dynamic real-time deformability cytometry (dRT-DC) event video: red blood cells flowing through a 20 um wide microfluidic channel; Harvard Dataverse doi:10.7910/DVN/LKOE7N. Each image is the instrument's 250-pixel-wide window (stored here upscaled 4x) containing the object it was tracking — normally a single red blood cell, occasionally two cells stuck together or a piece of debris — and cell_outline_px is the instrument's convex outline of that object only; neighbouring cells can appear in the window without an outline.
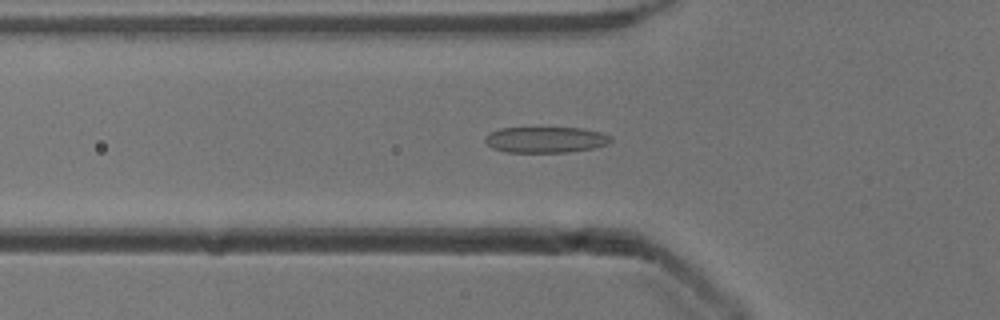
{"species": "common noctule bat (a hibernating species)", "species_latin": "Nyctalus noctula", "temperature_condition": "cold", "stored_images_in_passage": 47, "camera_frame_rate_fps": 3000, "um_per_image_px": 0.085, "animal": {"sex": "male", "body_mass_g": 13.3}, "frame": {"image": 1, "passage_image": 12, "time_ms": 3.667, "image_size_px": [1000, 320], "cell_outline_px": [[612, 140], [608, 144], [592, 148], [564, 152], [504, 152], [492, 148], [484, 140], [484, 136], [500, 128], [584, 128], [600, 132], [612, 136]], "centroid_in_image_um": [46.37, 11.87], "position_along_channel_um": 79.4, "area_um2": 18.96}}
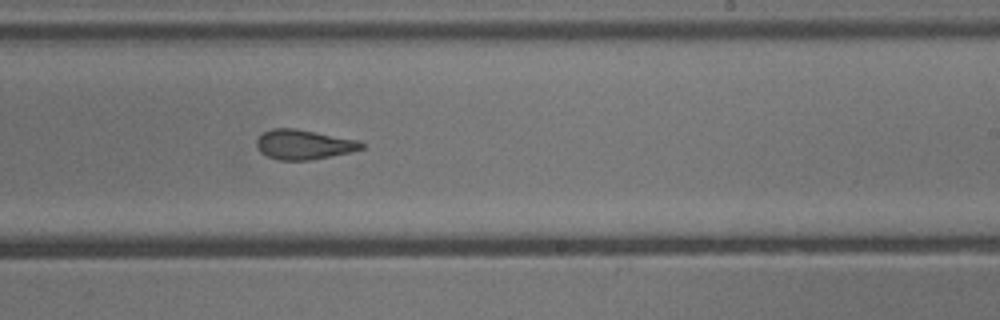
{"frame": {"image": 2, "passage_image": 26, "time_ms": 8.333, "image_size_px": [1000, 320], "cell_outline_px": [[364, 148], [352, 152], [308, 160], [280, 160], [268, 156], [260, 152], [256, 148], [256, 140], [264, 132], [272, 128], [296, 128], [360, 140], [364, 144]], "centroid_in_image_um": [25.83, 12.27], "position_along_channel_um": 263.2, "area_um2": 18.26}}
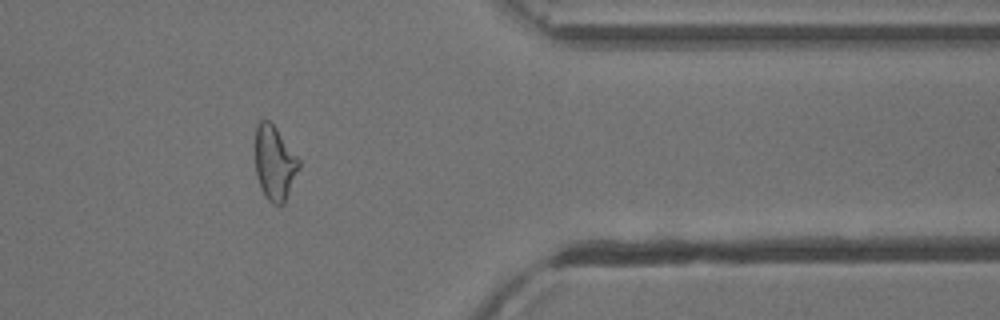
{"frame": {"image": 3, "passage_image": 37, "time_ms": 12.0, "image_size_px": [1000, 320], "cell_outline_px": [[300, 168], [284, 204], [272, 204], [264, 196], [260, 188], [256, 176], [256, 124], [260, 120], [268, 120], [276, 128], [300, 160]], "centroid_in_image_um": [23.34, 13.88], "position_along_channel_um": 388.1, "area_um2": 18.96}, "authors_computed_cell_mechanics": {"area_um2": 19.1318, "velocity_mm_per_s": 3.9155, "shape_relaxation_time_tau1_ms": 6.8295, "shape_relaxation_time_tau2_ms": 2.0436, "deformation_change_tau1": 0.196, "deformation_change_tau2": 0.0984}}